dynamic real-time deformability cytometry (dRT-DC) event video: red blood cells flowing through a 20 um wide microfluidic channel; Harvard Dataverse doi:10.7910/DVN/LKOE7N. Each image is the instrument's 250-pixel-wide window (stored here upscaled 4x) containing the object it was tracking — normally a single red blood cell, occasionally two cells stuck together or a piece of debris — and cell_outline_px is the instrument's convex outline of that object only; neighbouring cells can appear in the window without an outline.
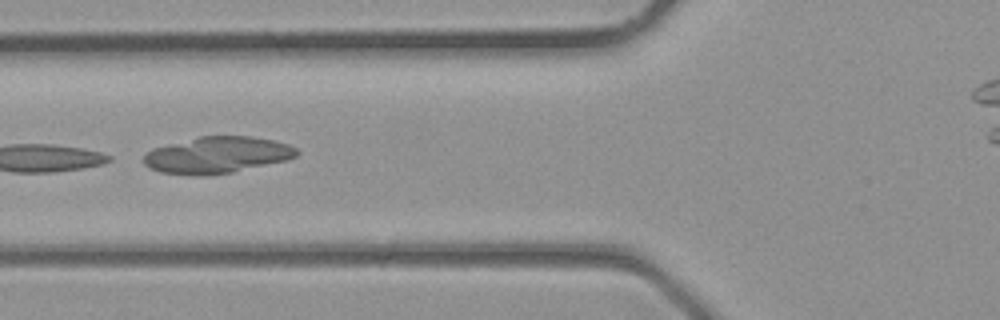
{"species": "common noctule bat (a hibernating species)", "species_latin": "Nyctalus noctula", "temperature_condition": "room temperature", "stored_images_in_passage": 2, "camera_frame_rate_fps": 3000, "um_per_image_px": 0.085, "animal": {"sex": "male", "body_mass_g": 23.1, "forearm_length_mm": 52.7}, "frame": {"image": 1, "passage_image": 2, "time_ms": 0.333, "image_size_px": [1000, 320], "cell_outline_px": [[300, 152], [296, 156], [284, 160], [232, 172], [204, 176], [196, 176], [160, 172], [148, 168], [144, 164], [144, 156], [152, 148], [200, 136], [252, 136], [272, 140], [288, 144], [296, 148]], "centroid_in_image_um": [18.42, 13.18], "position_along_channel_um": 107.4, "area_um2": 32.43}}